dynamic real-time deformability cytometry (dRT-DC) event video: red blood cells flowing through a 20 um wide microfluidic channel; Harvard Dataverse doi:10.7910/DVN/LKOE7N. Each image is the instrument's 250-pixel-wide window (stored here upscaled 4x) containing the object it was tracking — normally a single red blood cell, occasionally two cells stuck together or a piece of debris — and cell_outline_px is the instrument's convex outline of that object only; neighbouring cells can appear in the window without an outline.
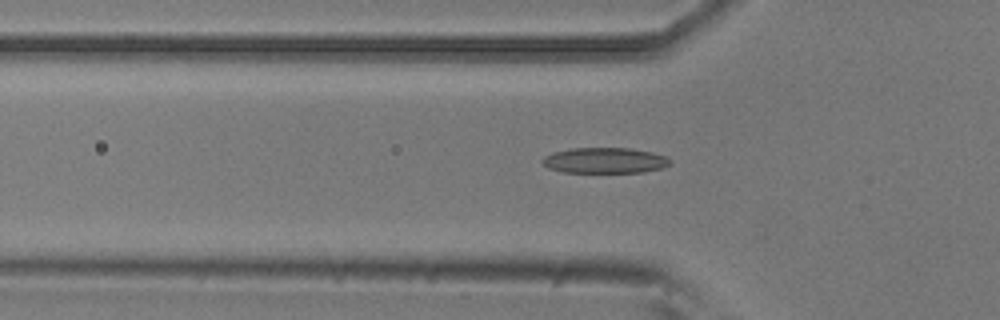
{"species": "common noctule bat (a hibernating species)", "species_latin": "Nyctalus noctula", "temperature_condition": "room temperature", "stored_images_in_passage": 46, "camera_frame_rate_fps": 3000, "um_per_image_px": 0.085, "animal": {"sex": "male", "body_mass_g": 20.5, "forearm_length_mm": 52.5}, "frame": {"image": 1, "passage_image": 17, "time_ms": 5.333, "image_size_px": [1000, 320], "cell_outline_px": [[672, 164], [660, 168], [644, 172], [564, 172], [548, 168], [540, 160], [544, 156], [552, 152], [572, 148], [632, 148], [652, 152], [668, 156], [672, 160]], "centroid_in_image_um": [51.43, 13.63], "position_along_channel_um": 74.4, "area_um2": 19.25}}
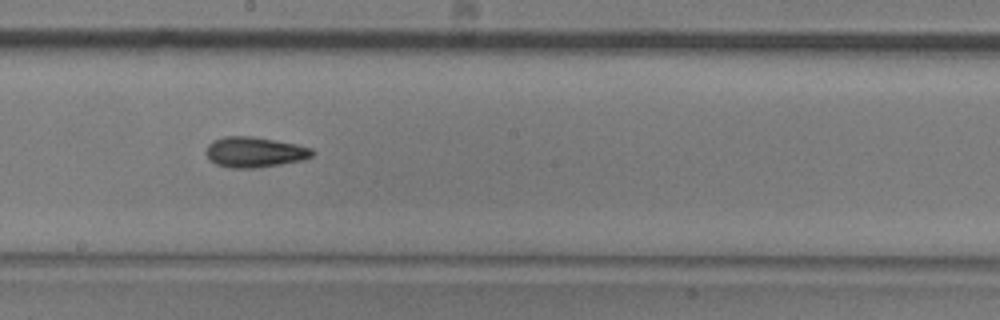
{"frame": {"image": 2, "passage_image": 29, "time_ms": 9.333, "image_size_px": [1000, 320], "cell_outline_px": [[316, 152], [312, 156], [304, 160], [256, 168], [228, 168], [216, 164], [208, 160], [204, 152], [208, 144], [212, 140], [224, 136], [252, 136], [276, 140], [296, 144], [312, 148]], "centroid_in_image_um": [21.61, 12.93], "position_along_channel_um": 226.6, "area_um2": 19.19}}
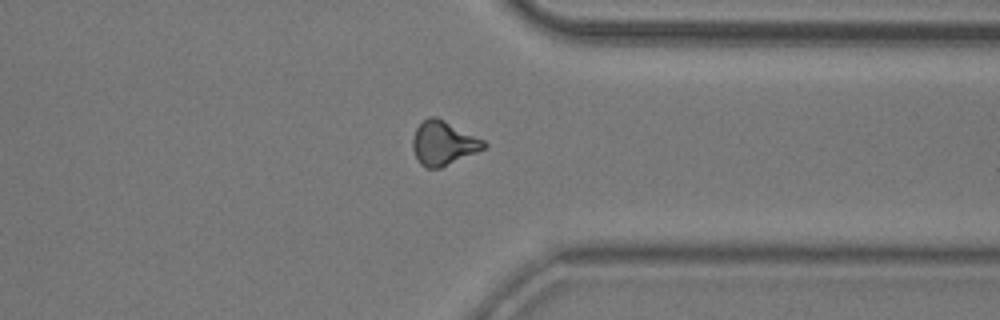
{"frame": {"image": 3, "passage_image": 41, "time_ms": 13.333, "image_size_px": [1000, 320], "cell_outline_px": [[488, 144], [484, 148], [476, 152], [440, 168], [424, 168], [420, 164], [412, 148], [412, 136], [416, 128], [428, 116], [436, 116], [484, 140]], "centroid_in_image_um": [37.65, 12.16], "position_along_channel_um": 373.7, "area_um2": 18.15}}